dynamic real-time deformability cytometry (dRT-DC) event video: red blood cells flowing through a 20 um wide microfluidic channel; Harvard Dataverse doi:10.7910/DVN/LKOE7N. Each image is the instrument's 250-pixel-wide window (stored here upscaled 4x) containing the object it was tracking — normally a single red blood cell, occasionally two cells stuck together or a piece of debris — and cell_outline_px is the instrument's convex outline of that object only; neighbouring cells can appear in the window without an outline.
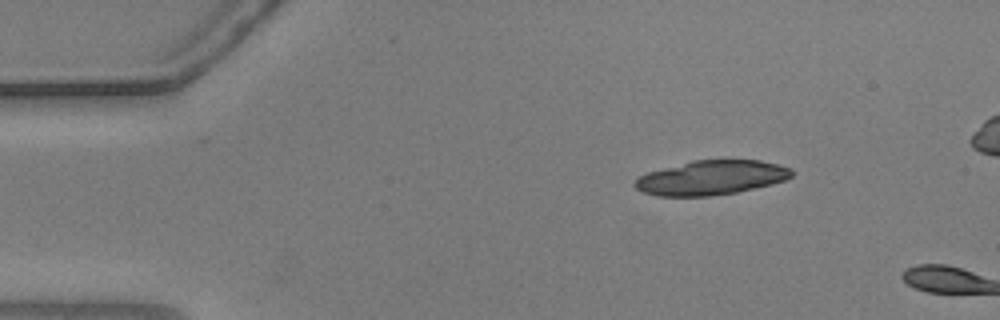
{"species": "common noctule bat (a hibernating species)", "species_latin": "Nyctalus noctula", "temperature_condition": "warm", "stored_images_in_passage": 9, "camera_frame_rate_fps": 3000, "um_per_image_px": 0.085, "animal": {"sex": "male", "body_mass_g": 20.5, "forearm_length_mm": 52.5}, "frame": {"image": 1, "passage_image": 8, "time_ms": 2.333, "image_size_px": [1000, 320], "cell_outline_px": [[792, 176], [784, 180], [772, 184], [736, 192], [712, 196], [656, 196], [644, 192], [636, 188], [632, 184], [640, 176], [648, 172], [692, 160], [760, 160], [792, 168]], "centroid_in_image_um": [60.45, 15.1], "position_along_channel_um": 24.6, "area_um2": 31.33}}